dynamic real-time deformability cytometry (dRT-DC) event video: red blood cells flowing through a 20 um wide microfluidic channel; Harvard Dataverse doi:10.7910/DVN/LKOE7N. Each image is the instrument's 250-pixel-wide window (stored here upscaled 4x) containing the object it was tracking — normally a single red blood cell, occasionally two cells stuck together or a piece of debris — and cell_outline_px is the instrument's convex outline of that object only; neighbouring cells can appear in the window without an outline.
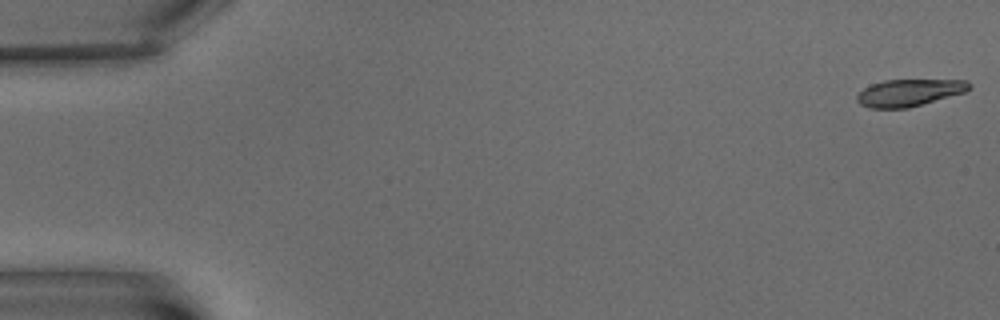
{"species": "common noctule bat (a hibernating species)", "species_latin": "Nyctalus noctula", "temperature_condition": "warm", "stored_images_in_passage": 5, "camera_frame_rate_fps": 3000, "um_per_image_px": 0.085, "animal": {"sex": "male", "body_mass_g": 15.6}, "frame": {"image": 1, "passage_image": 1, "time_ms": 0.0, "image_size_px": [1000, 320], "cell_outline_px": [[972, 88], [964, 92], [908, 108], [868, 108], [860, 104], [856, 100], [856, 96], [864, 88], [872, 84], [884, 80], [968, 80], [972, 84]], "centroid_in_image_um": [77.28, 7.87], "position_along_channel_um": 7.7, "area_um2": 17.63}}